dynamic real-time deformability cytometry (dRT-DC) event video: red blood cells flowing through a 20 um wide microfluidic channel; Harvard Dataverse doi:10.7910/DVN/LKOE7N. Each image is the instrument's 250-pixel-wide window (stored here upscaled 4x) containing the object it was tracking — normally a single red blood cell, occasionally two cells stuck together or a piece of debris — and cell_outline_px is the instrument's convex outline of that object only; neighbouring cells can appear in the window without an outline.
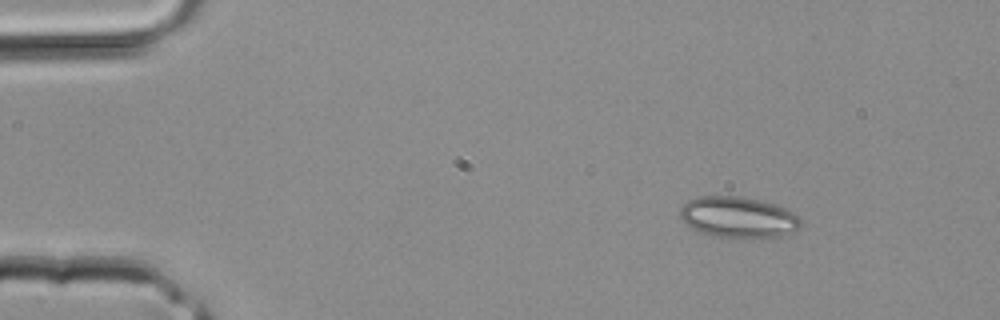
{"species": "common noctule bat (a hibernating species)", "species_latin": "Nyctalus noctula", "temperature_condition": "room temperature", "stored_images_in_passage": 38, "camera_frame_rate_fps": 3000, "um_per_image_px": 0.085, "animal": {"sex": "male", "body_mass_g": 20.4}, "frame": {"image": 1, "passage_image": 5, "time_ms": 1.333, "image_size_px": [1000, 320], "cell_outline_px": [[804, 224], [800, 228], [792, 232], [780, 236], [716, 236], [700, 232], [692, 228], [680, 216], [680, 208], [688, 200], [700, 196], [740, 196], [760, 200], [784, 208], [792, 212]], "centroid_in_image_um": [62.75, 18.44], "position_along_channel_um": 22.3, "area_um2": 28.21}}
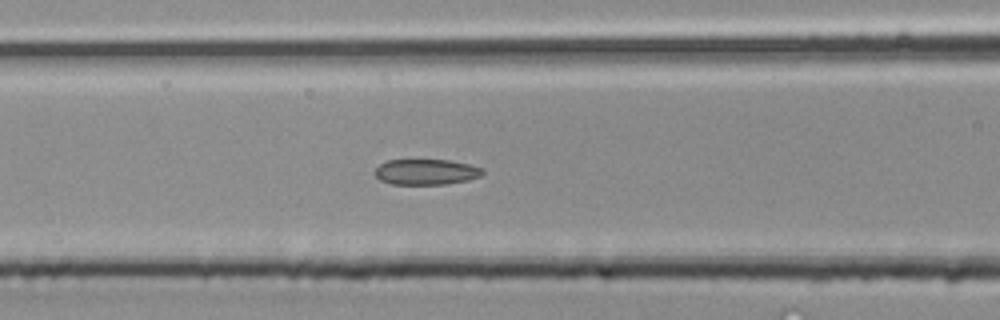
{"frame": {"image": 2, "passage_image": 16, "time_ms": 5.0, "image_size_px": [1000, 320], "cell_outline_px": [[484, 172], [480, 176], [468, 180], [448, 184], [392, 184], [380, 180], [376, 176], [376, 168], [380, 164], [388, 160], [448, 160], [472, 164], [484, 168]], "centroid_in_image_um": [36.27, 14.61], "position_along_channel_um": 130.3, "area_um2": 16.13}}
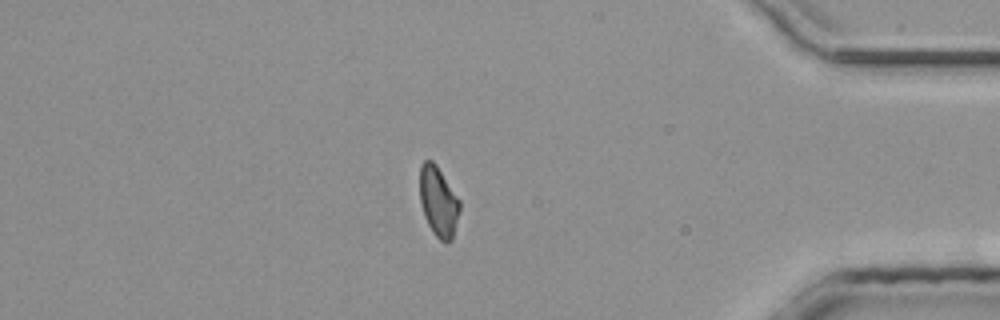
{"frame": {"image": 3, "passage_image": 33, "time_ms": 10.667, "image_size_px": [1000, 320], "cell_outline_px": [[460, 208], [452, 240], [448, 244], [440, 240], [436, 236], [428, 224], [424, 216], [420, 200], [420, 164], [424, 160], [432, 160], [436, 164], [460, 200]], "centroid_in_image_um": [37.26, 17.13], "position_along_channel_um": 397.9, "area_um2": 16.3}}